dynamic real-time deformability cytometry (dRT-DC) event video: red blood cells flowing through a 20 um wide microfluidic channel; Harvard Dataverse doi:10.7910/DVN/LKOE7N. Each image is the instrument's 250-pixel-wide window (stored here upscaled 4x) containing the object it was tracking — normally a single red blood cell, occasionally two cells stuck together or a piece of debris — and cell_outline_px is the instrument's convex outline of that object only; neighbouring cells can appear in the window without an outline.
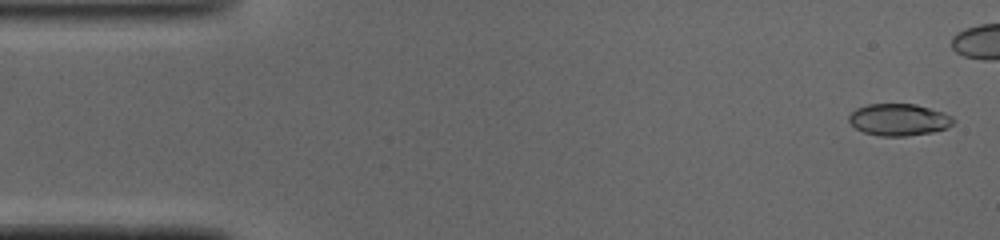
{"species": "common noctule bat (a hibernating species)", "species_latin": "Nyctalus noctula", "temperature_condition": "cold", "stored_images_in_passage": 39, "camera_frame_rate_fps": 3000, "um_per_image_px": 0.085, "animal": {"sex": "male", "body_mass_g": 19.0, "forearm_length_mm": 50.8}, "frame": {"image": 1, "passage_image": 2, "time_ms": 0.333, "image_size_px": [1000, 240], "cell_outline_px": [[956, 120], [948, 128], [932, 132], [908, 136], [880, 136], [864, 132], [856, 128], [848, 120], [848, 116], [856, 108], [868, 104], [916, 104], [944, 112], [952, 116]], "centroid_in_image_um": [76.43, 10.17], "position_along_channel_um": 8.6, "area_um2": 19.54}}
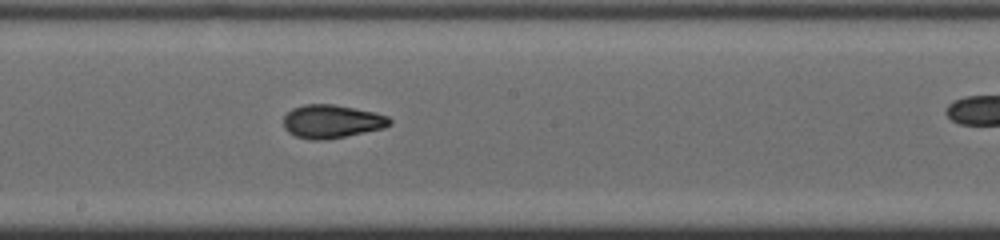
{"frame": {"image": 2, "passage_image": 26, "time_ms": 8.333, "image_size_px": [1000, 240], "cell_outline_px": [[392, 124], [384, 128], [328, 140], [312, 140], [296, 136], [288, 132], [284, 128], [284, 116], [292, 108], [304, 104], [332, 104], [372, 112], [388, 116], [392, 120]], "centroid_in_image_um": [28.19, 10.33], "position_along_channel_um": 220.0, "area_um2": 20.63}}
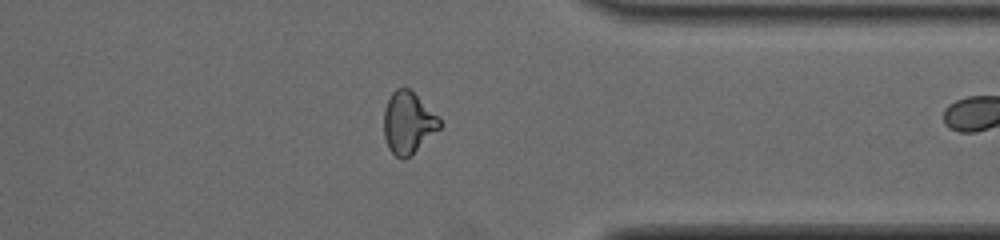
{"frame": {"image": 3, "passage_image": 38, "time_ms": 12.333, "image_size_px": [1000, 240], "cell_outline_px": [[440, 128], [412, 156], [404, 160], [400, 160], [388, 148], [384, 136], [384, 108], [392, 92], [396, 88], [408, 88], [440, 120]], "centroid_in_image_um": [34.65, 10.5], "position_along_channel_um": 376.7, "area_um2": 19.88}}